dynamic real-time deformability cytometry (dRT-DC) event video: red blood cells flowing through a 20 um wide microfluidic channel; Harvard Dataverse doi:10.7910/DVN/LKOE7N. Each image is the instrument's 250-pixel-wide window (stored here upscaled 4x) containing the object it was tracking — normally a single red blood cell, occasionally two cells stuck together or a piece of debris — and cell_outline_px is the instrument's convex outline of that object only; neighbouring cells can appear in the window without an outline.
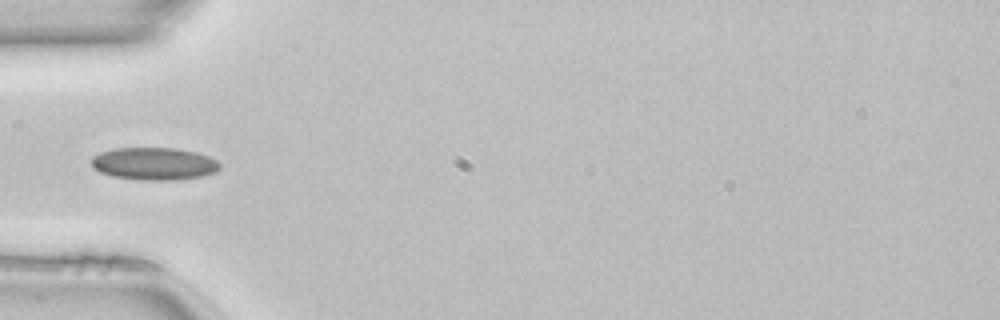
{"species": "common noctule bat (a hibernating species)", "species_latin": "Nyctalus noctula", "temperature_condition": "room temperature", "stored_images_in_passage": 34, "camera_frame_rate_fps": 3000, "um_per_image_px": 0.085, "animal": {"sex": "female", "body_mass_g": 22.7, "forearm_length_mm": 54.2}, "frame": {"image": 1, "passage_image": 1, "time_ms": 0.0, "image_size_px": [1000, 320], "cell_outline_px": [[220, 168], [216, 172], [204, 176], [172, 180], [144, 180], [112, 176], [100, 172], [92, 168], [92, 156], [100, 152], [116, 148], [176, 148], [196, 152], [208, 156], [216, 160], [220, 164]], "centroid_in_image_um": [13.1, 13.91], "position_along_channel_um": 71.9, "area_um2": 24.39}}
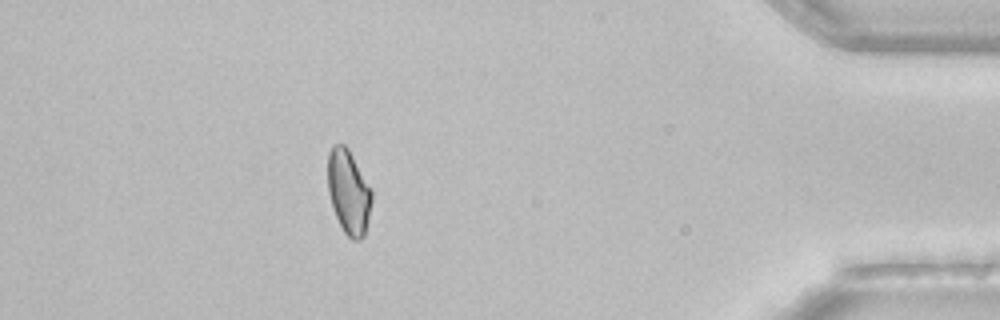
{"frame": {"image": 2, "passage_image": 29, "time_ms": 9.333, "image_size_px": [1000, 320], "cell_outline_px": [[372, 200], [368, 220], [364, 236], [360, 240], [352, 240], [344, 232], [336, 216], [328, 192], [328, 152], [332, 144], [344, 144], [348, 148], [372, 188]], "centroid_in_image_um": [29.64, 16.29], "position_along_channel_um": 405.6, "area_um2": 21.68}, "authors_computed_cell_mechanics": {"area_um2": 21.9351, "velocity_mm_per_s": 4.1031, "shape_relaxation_time_tau1_ms": 7.3914, "shape_relaxation_time_tau2_ms": 3.0339, "deformation_change_tau1": 0.148, "deformation_change_tau2": 0.0753}}